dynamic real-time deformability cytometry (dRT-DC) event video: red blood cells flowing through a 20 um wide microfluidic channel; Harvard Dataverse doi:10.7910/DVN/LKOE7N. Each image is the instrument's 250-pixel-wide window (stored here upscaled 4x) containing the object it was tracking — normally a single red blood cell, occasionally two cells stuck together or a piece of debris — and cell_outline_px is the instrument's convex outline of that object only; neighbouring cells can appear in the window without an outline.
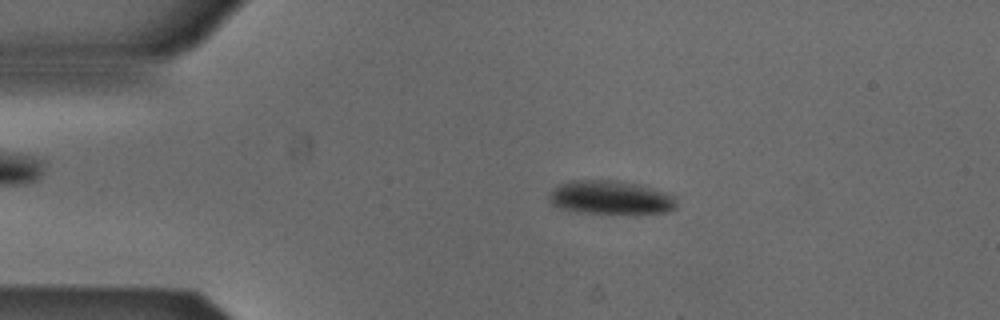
{"species": "Egyptian fruit bat (a non-hibernating species)", "species_latin": "Rousettus aegyptiacus", "temperature_condition": "cold", "stored_images_in_passage": 52, "camera_frame_rate_fps": 3000, "um_per_image_px": 0.085, "animal": {"sex": "male"}, "frame": {"image": 1, "passage_image": 10, "time_ms": 3.0, "image_size_px": [1000, 320], "cell_outline_px": [[676, 208], [668, 212], [636, 216], [580, 212], [560, 208], [552, 204], [548, 200], [548, 196], [552, 188], [560, 184], [572, 180], [616, 180], [664, 192], [676, 196]], "centroid_in_image_um": [51.91, 16.84], "position_along_channel_um": 33.1, "area_um2": 25.66}}
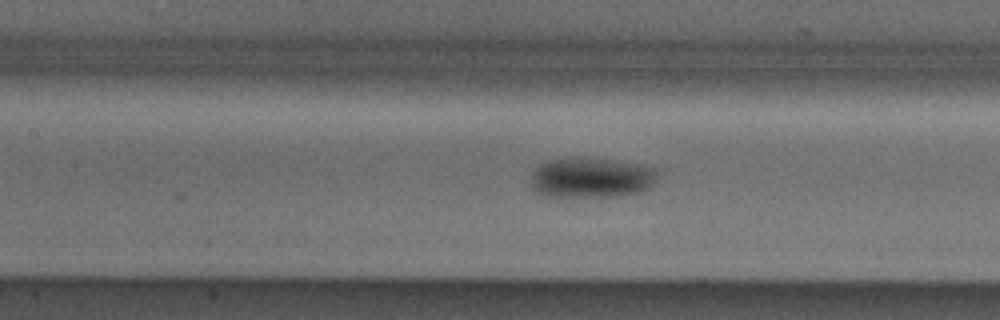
{"frame": {"image": 2, "passage_image": 23, "time_ms": 7.333, "image_size_px": [1000, 320], "cell_outline_px": [[656, 176], [652, 184], [648, 188], [640, 192], [616, 196], [544, 196], [536, 192], [532, 188], [532, 172], [540, 164], [548, 160], [576, 156], [612, 160], [636, 164], [656, 168]], "centroid_in_image_um": [50.21, 15.09], "position_along_channel_um": 157.2, "area_um2": 29.65}}
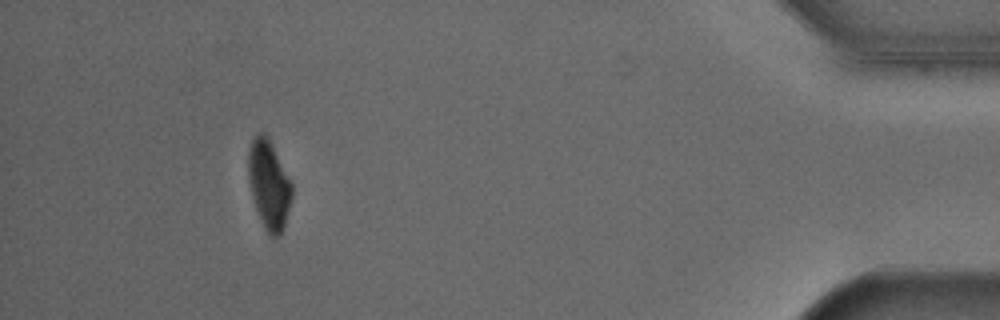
{"frame": {"image": 3, "passage_image": 48, "time_ms": 15.667, "image_size_px": [1000, 320], "cell_outline_px": [[292, 196], [284, 228], [280, 236], [268, 236], [264, 228], [256, 208], [252, 196], [248, 180], [248, 152], [252, 140], [260, 132], [264, 132], [272, 144], [292, 184]], "centroid_in_image_um": [22.85, 15.72], "position_along_channel_um": 412.3, "area_um2": 22.43}, "authors_computed_cell_mechanics": {"area_um2": 26.7036, "velocity_mm_per_s": 3.8483, "shape_relaxation_time_tau1_ms": 3.3795, "shape_relaxation_time_tau2_ms": 9.9333, "deformation_change_tau1": 0.0985, "deformation_change_tau2": 0.0883}}